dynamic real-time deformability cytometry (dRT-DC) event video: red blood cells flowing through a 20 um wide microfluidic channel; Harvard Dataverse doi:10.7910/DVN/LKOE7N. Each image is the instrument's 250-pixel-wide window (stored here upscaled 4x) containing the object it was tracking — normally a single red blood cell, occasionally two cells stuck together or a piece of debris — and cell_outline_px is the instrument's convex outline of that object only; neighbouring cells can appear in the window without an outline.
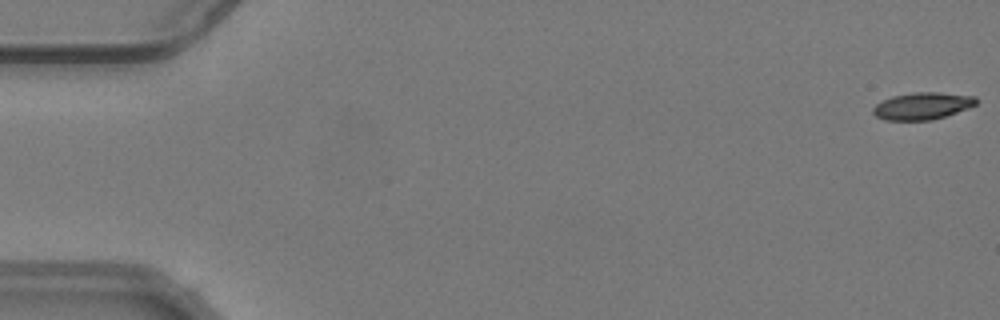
{"species": "common noctule bat (a hibernating species)", "species_latin": "Nyctalus noctula", "temperature_condition": "warm", "stored_images_in_passage": 29, "camera_frame_rate_fps": 3000, "um_per_image_px": 0.085, "animal": {"sex": "male", "body_mass_g": 19.2, "forearm_length_mm": 51.8}, "frame": {"image": 1, "passage_image": 1, "time_ms": 0.0, "image_size_px": [1000, 320], "cell_outline_px": [[976, 104], [968, 108], [932, 120], [884, 120], [876, 116], [872, 112], [872, 108], [876, 104], [892, 96], [912, 92], [940, 92], [976, 96]], "centroid_in_image_um": [78.38, 9.0], "position_along_channel_um": 6.6, "area_um2": 16.24}}
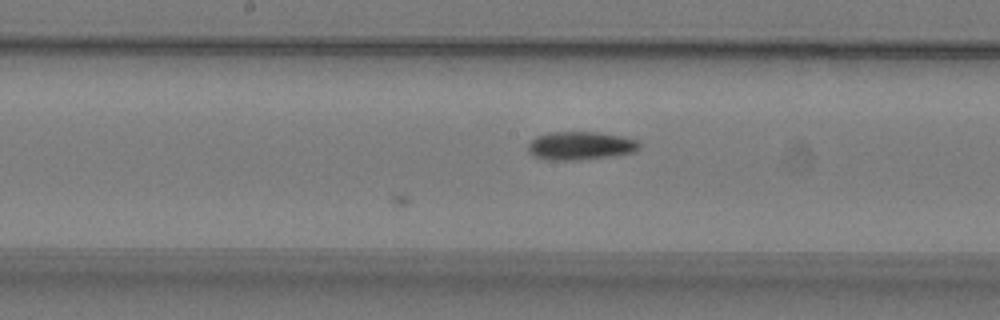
{"frame": {"image": 2, "passage_image": 29, "time_ms": 9.333, "image_size_px": [1000, 320], "cell_outline_px": [[640, 148], [636, 152], [612, 156], [572, 160], [548, 160], [536, 156], [528, 152], [528, 144], [536, 136], [552, 132], [600, 132], [620, 136], [636, 140], [640, 144]], "centroid_in_image_um": [49.35, 12.38], "position_along_channel_um": 198.9, "area_um2": 18.26}}